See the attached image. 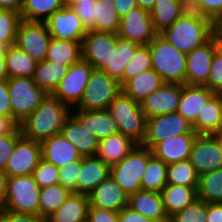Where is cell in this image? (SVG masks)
I'll list each match as a JSON object with an SVG mask.
<instances>
[{"mask_svg":"<svg viewBox=\"0 0 222 222\" xmlns=\"http://www.w3.org/2000/svg\"><path fill=\"white\" fill-rule=\"evenodd\" d=\"M71 112L72 109L69 106L49 94L20 124L22 135L27 139L42 142L61 133L65 120Z\"/></svg>","mask_w":222,"mask_h":222,"instance_id":"cell-1","label":"cell"},{"mask_svg":"<svg viewBox=\"0 0 222 222\" xmlns=\"http://www.w3.org/2000/svg\"><path fill=\"white\" fill-rule=\"evenodd\" d=\"M214 32V22L211 19L188 10L160 35L187 54L207 43Z\"/></svg>","mask_w":222,"mask_h":222,"instance_id":"cell-2","label":"cell"},{"mask_svg":"<svg viewBox=\"0 0 222 222\" xmlns=\"http://www.w3.org/2000/svg\"><path fill=\"white\" fill-rule=\"evenodd\" d=\"M152 69L164 83L186 85V54L179 51L162 35L149 43Z\"/></svg>","mask_w":222,"mask_h":222,"instance_id":"cell-3","label":"cell"},{"mask_svg":"<svg viewBox=\"0 0 222 222\" xmlns=\"http://www.w3.org/2000/svg\"><path fill=\"white\" fill-rule=\"evenodd\" d=\"M108 110L118 123L120 133L142 145L146 136L147 118L141 104L121 92L110 103Z\"/></svg>","mask_w":222,"mask_h":222,"instance_id":"cell-4","label":"cell"},{"mask_svg":"<svg viewBox=\"0 0 222 222\" xmlns=\"http://www.w3.org/2000/svg\"><path fill=\"white\" fill-rule=\"evenodd\" d=\"M152 155L151 149L137 145L119 163L110 167V175L128 195L142 190L141 181Z\"/></svg>","mask_w":222,"mask_h":222,"instance_id":"cell-5","label":"cell"},{"mask_svg":"<svg viewBox=\"0 0 222 222\" xmlns=\"http://www.w3.org/2000/svg\"><path fill=\"white\" fill-rule=\"evenodd\" d=\"M40 187L33 175L8 177L6 199L1 209L38 215Z\"/></svg>","mask_w":222,"mask_h":222,"instance_id":"cell-6","label":"cell"},{"mask_svg":"<svg viewBox=\"0 0 222 222\" xmlns=\"http://www.w3.org/2000/svg\"><path fill=\"white\" fill-rule=\"evenodd\" d=\"M122 92L120 82L104 70H92L79 105L72 110L108 109L110 103Z\"/></svg>","mask_w":222,"mask_h":222,"instance_id":"cell-7","label":"cell"},{"mask_svg":"<svg viewBox=\"0 0 222 222\" xmlns=\"http://www.w3.org/2000/svg\"><path fill=\"white\" fill-rule=\"evenodd\" d=\"M7 81L12 117L20 125L39 107L47 94L36 85L33 78L10 77Z\"/></svg>","mask_w":222,"mask_h":222,"instance_id":"cell-8","label":"cell"},{"mask_svg":"<svg viewBox=\"0 0 222 222\" xmlns=\"http://www.w3.org/2000/svg\"><path fill=\"white\" fill-rule=\"evenodd\" d=\"M92 70L93 67L83 59L71 65L52 95L71 109L76 108L82 99Z\"/></svg>","mask_w":222,"mask_h":222,"instance_id":"cell-9","label":"cell"},{"mask_svg":"<svg viewBox=\"0 0 222 222\" xmlns=\"http://www.w3.org/2000/svg\"><path fill=\"white\" fill-rule=\"evenodd\" d=\"M51 38L45 22L21 20L15 45L36 62H41L46 58Z\"/></svg>","mask_w":222,"mask_h":222,"instance_id":"cell-10","label":"cell"},{"mask_svg":"<svg viewBox=\"0 0 222 222\" xmlns=\"http://www.w3.org/2000/svg\"><path fill=\"white\" fill-rule=\"evenodd\" d=\"M181 134H196L192 124L178 112L159 115L147 119L146 136L142 146L151 149L169 137Z\"/></svg>","mask_w":222,"mask_h":222,"instance_id":"cell-11","label":"cell"},{"mask_svg":"<svg viewBox=\"0 0 222 222\" xmlns=\"http://www.w3.org/2000/svg\"><path fill=\"white\" fill-rule=\"evenodd\" d=\"M118 37L117 33L88 30L82 40V59L94 69L103 70L111 64Z\"/></svg>","mask_w":222,"mask_h":222,"instance_id":"cell-12","label":"cell"},{"mask_svg":"<svg viewBox=\"0 0 222 222\" xmlns=\"http://www.w3.org/2000/svg\"><path fill=\"white\" fill-rule=\"evenodd\" d=\"M117 34L120 38L148 45L158 33L153 27L150 11L136 7L120 19Z\"/></svg>","mask_w":222,"mask_h":222,"instance_id":"cell-13","label":"cell"},{"mask_svg":"<svg viewBox=\"0 0 222 222\" xmlns=\"http://www.w3.org/2000/svg\"><path fill=\"white\" fill-rule=\"evenodd\" d=\"M41 159V142L27 139L22 135L17 140L4 171L8 177L32 175Z\"/></svg>","mask_w":222,"mask_h":222,"instance_id":"cell-14","label":"cell"},{"mask_svg":"<svg viewBox=\"0 0 222 222\" xmlns=\"http://www.w3.org/2000/svg\"><path fill=\"white\" fill-rule=\"evenodd\" d=\"M217 49V40L213 36L207 43L186 54V85L208 87L211 63Z\"/></svg>","mask_w":222,"mask_h":222,"instance_id":"cell-15","label":"cell"},{"mask_svg":"<svg viewBox=\"0 0 222 222\" xmlns=\"http://www.w3.org/2000/svg\"><path fill=\"white\" fill-rule=\"evenodd\" d=\"M189 161L199 176L222 168V151L214 135H197Z\"/></svg>","mask_w":222,"mask_h":222,"instance_id":"cell-16","label":"cell"},{"mask_svg":"<svg viewBox=\"0 0 222 222\" xmlns=\"http://www.w3.org/2000/svg\"><path fill=\"white\" fill-rule=\"evenodd\" d=\"M45 24L51 37L58 40L82 41L87 34L86 28L72 7L64 6L61 10L55 11Z\"/></svg>","mask_w":222,"mask_h":222,"instance_id":"cell-17","label":"cell"},{"mask_svg":"<svg viewBox=\"0 0 222 222\" xmlns=\"http://www.w3.org/2000/svg\"><path fill=\"white\" fill-rule=\"evenodd\" d=\"M182 91L180 84L165 83L141 102V108L147 119L177 112Z\"/></svg>","mask_w":222,"mask_h":222,"instance_id":"cell-18","label":"cell"},{"mask_svg":"<svg viewBox=\"0 0 222 222\" xmlns=\"http://www.w3.org/2000/svg\"><path fill=\"white\" fill-rule=\"evenodd\" d=\"M89 207L119 212L128 207L129 195L109 175L89 195Z\"/></svg>","mask_w":222,"mask_h":222,"instance_id":"cell-19","label":"cell"},{"mask_svg":"<svg viewBox=\"0 0 222 222\" xmlns=\"http://www.w3.org/2000/svg\"><path fill=\"white\" fill-rule=\"evenodd\" d=\"M72 113L88 129V132L94 135L98 142L111 135L120 133L118 123L108 109L73 110Z\"/></svg>","mask_w":222,"mask_h":222,"instance_id":"cell-20","label":"cell"},{"mask_svg":"<svg viewBox=\"0 0 222 222\" xmlns=\"http://www.w3.org/2000/svg\"><path fill=\"white\" fill-rule=\"evenodd\" d=\"M197 134H181L169 137L152 148V154L165 164L180 162L189 159L193 142Z\"/></svg>","mask_w":222,"mask_h":222,"instance_id":"cell-21","label":"cell"},{"mask_svg":"<svg viewBox=\"0 0 222 222\" xmlns=\"http://www.w3.org/2000/svg\"><path fill=\"white\" fill-rule=\"evenodd\" d=\"M110 175V166L97 156L81 158V169L76 182V193L88 196Z\"/></svg>","mask_w":222,"mask_h":222,"instance_id":"cell-22","label":"cell"},{"mask_svg":"<svg viewBox=\"0 0 222 222\" xmlns=\"http://www.w3.org/2000/svg\"><path fill=\"white\" fill-rule=\"evenodd\" d=\"M61 134L75 146L82 157L96 156L99 142L72 112L66 118Z\"/></svg>","mask_w":222,"mask_h":222,"instance_id":"cell-23","label":"cell"},{"mask_svg":"<svg viewBox=\"0 0 222 222\" xmlns=\"http://www.w3.org/2000/svg\"><path fill=\"white\" fill-rule=\"evenodd\" d=\"M128 207L156 222H169L161 192L139 190L129 195Z\"/></svg>","mask_w":222,"mask_h":222,"instance_id":"cell-24","label":"cell"},{"mask_svg":"<svg viewBox=\"0 0 222 222\" xmlns=\"http://www.w3.org/2000/svg\"><path fill=\"white\" fill-rule=\"evenodd\" d=\"M42 159L56 167L80 160L82 156L64 136L59 133L41 142Z\"/></svg>","mask_w":222,"mask_h":222,"instance_id":"cell-25","label":"cell"},{"mask_svg":"<svg viewBox=\"0 0 222 222\" xmlns=\"http://www.w3.org/2000/svg\"><path fill=\"white\" fill-rule=\"evenodd\" d=\"M214 93L207 86L182 85L177 112L193 124L204 104Z\"/></svg>","mask_w":222,"mask_h":222,"instance_id":"cell-26","label":"cell"},{"mask_svg":"<svg viewBox=\"0 0 222 222\" xmlns=\"http://www.w3.org/2000/svg\"><path fill=\"white\" fill-rule=\"evenodd\" d=\"M137 145L131 138L118 133L99 141L96 156L111 167L125 158Z\"/></svg>","mask_w":222,"mask_h":222,"instance_id":"cell-27","label":"cell"},{"mask_svg":"<svg viewBox=\"0 0 222 222\" xmlns=\"http://www.w3.org/2000/svg\"><path fill=\"white\" fill-rule=\"evenodd\" d=\"M89 206L88 196L72 192L46 222H87Z\"/></svg>","mask_w":222,"mask_h":222,"instance_id":"cell-28","label":"cell"},{"mask_svg":"<svg viewBox=\"0 0 222 222\" xmlns=\"http://www.w3.org/2000/svg\"><path fill=\"white\" fill-rule=\"evenodd\" d=\"M164 84L161 77L153 69H149L126 81L122 85V92L141 103Z\"/></svg>","mask_w":222,"mask_h":222,"instance_id":"cell-29","label":"cell"},{"mask_svg":"<svg viewBox=\"0 0 222 222\" xmlns=\"http://www.w3.org/2000/svg\"><path fill=\"white\" fill-rule=\"evenodd\" d=\"M186 11H188V7L183 0H155L150 11L155 31L160 34Z\"/></svg>","mask_w":222,"mask_h":222,"instance_id":"cell-30","label":"cell"},{"mask_svg":"<svg viewBox=\"0 0 222 222\" xmlns=\"http://www.w3.org/2000/svg\"><path fill=\"white\" fill-rule=\"evenodd\" d=\"M222 113V93H214L192 124L197 135H214L218 130Z\"/></svg>","mask_w":222,"mask_h":222,"instance_id":"cell-31","label":"cell"},{"mask_svg":"<svg viewBox=\"0 0 222 222\" xmlns=\"http://www.w3.org/2000/svg\"><path fill=\"white\" fill-rule=\"evenodd\" d=\"M161 196L168 217L181 211L197 198V187L166 184Z\"/></svg>","mask_w":222,"mask_h":222,"instance_id":"cell-32","label":"cell"},{"mask_svg":"<svg viewBox=\"0 0 222 222\" xmlns=\"http://www.w3.org/2000/svg\"><path fill=\"white\" fill-rule=\"evenodd\" d=\"M68 68L69 67L64 64H58L44 59L41 62H37L32 78L36 85L47 95L53 94L60 81L67 74Z\"/></svg>","mask_w":222,"mask_h":222,"instance_id":"cell-33","label":"cell"},{"mask_svg":"<svg viewBox=\"0 0 222 222\" xmlns=\"http://www.w3.org/2000/svg\"><path fill=\"white\" fill-rule=\"evenodd\" d=\"M45 59L70 67L82 59V41L58 40L52 37Z\"/></svg>","mask_w":222,"mask_h":222,"instance_id":"cell-34","label":"cell"},{"mask_svg":"<svg viewBox=\"0 0 222 222\" xmlns=\"http://www.w3.org/2000/svg\"><path fill=\"white\" fill-rule=\"evenodd\" d=\"M5 62L8 77L32 78L37 62L16 45L5 49Z\"/></svg>","mask_w":222,"mask_h":222,"instance_id":"cell-35","label":"cell"},{"mask_svg":"<svg viewBox=\"0 0 222 222\" xmlns=\"http://www.w3.org/2000/svg\"><path fill=\"white\" fill-rule=\"evenodd\" d=\"M139 44L117 38L116 49H113V57L111 58V64L106 66L103 70L112 78L120 82L123 85V73L125 67L131 61V58Z\"/></svg>","mask_w":222,"mask_h":222,"instance_id":"cell-36","label":"cell"},{"mask_svg":"<svg viewBox=\"0 0 222 222\" xmlns=\"http://www.w3.org/2000/svg\"><path fill=\"white\" fill-rule=\"evenodd\" d=\"M71 193L69 189L59 183L40 188L38 216L47 220Z\"/></svg>","mask_w":222,"mask_h":222,"instance_id":"cell-37","label":"cell"},{"mask_svg":"<svg viewBox=\"0 0 222 222\" xmlns=\"http://www.w3.org/2000/svg\"><path fill=\"white\" fill-rule=\"evenodd\" d=\"M64 6L63 0H23L20 16L25 21L45 22Z\"/></svg>","mask_w":222,"mask_h":222,"instance_id":"cell-38","label":"cell"},{"mask_svg":"<svg viewBox=\"0 0 222 222\" xmlns=\"http://www.w3.org/2000/svg\"><path fill=\"white\" fill-rule=\"evenodd\" d=\"M120 17L114 0H96L94 6V31L117 33Z\"/></svg>","mask_w":222,"mask_h":222,"instance_id":"cell-39","label":"cell"},{"mask_svg":"<svg viewBox=\"0 0 222 222\" xmlns=\"http://www.w3.org/2000/svg\"><path fill=\"white\" fill-rule=\"evenodd\" d=\"M167 170L168 165L152 155L148 159V164L141 181L142 190L161 192L167 184Z\"/></svg>","mask_w":222,"mask_h":222,"instance_id":"cell-40","label":"cell"},{"mask_svg":"<svg viewBox=\"0 0 222 222\" xmlns=\"http://www.w3.org/2000/svg\"><path fill=\"white\" fill-rule=\"evenodd\" d=\"M197 198L207 203H222V168L199 176Z\"/></svg>","mask_w":222,"mask_h":222,"instance_id":"cell-41","label":"cell"},{"mask_svg":"<svg viewBox=\"0 0 222 222\" xmlns=\"http://www.w3.org/2000/svg\"><path fill=\"white\" fill-rule=\"evenodd\" d=\"M199 175L189 159L168 165L167 184L198 187Z\"/></svg>","mask_w":222,"mask_h":222,"instance_id":"cell-42","label":"cell"},{"mask_svg":"<svg viewBox=\"0 0 222 222\" xmlns=\"http://www.w3.org/2000/svg\"><path fill=\"white\" fill-rule=\"evenodd\" d=\"M19 13L0 9V48L15 45L17 28L21 21Z\"/></svg>","mask_w":222,"mask_h":222,"instance_id":"cell-43","label":"cell"},{"mask_svg":"<svg viewBox=\"0 0 222 222\" xmlns=\"http://www.w3.org/2000/svg\"><path fill=\"white\" fill-rule=\"evenodd\" d=\"M152 69V59L149 44L139 45L123 73V84L139 73Z\"/></svg>","mask_w":222,"mask_h":222,"instance_id":"cell-44","label":"cell"},{"mask_svg":"<svg viewBox=\"0 0 222 222\" xmlns=\"http://www.w3.org/2000/svg\"><path fill=\"white\" fill-rule=\"evenodd\" d=\"M207 202L196 198L190 205L169 217V222H206Z\"/></svg>","mask_w":222,"mask_h":222,"instance_id":"cell-45","label":"cell"},{"mask_svg":"<svg viewBox=\"0 0 222 222\" xmlns=\"http://www.w3.org/2000/svg\"><path fill=\"white\" fill-rule=\"evenodd\" d=\"M188 10L215 22L222 15V0H183Z\"/></svg>","mask_w":222,"mask_h":222,"instance_id":"cell-46","label":"cell"},{"mask_svg":"<svg viewBox=\"0 0 222 222\" xmlns=\"http://www.w3.org/2000/svg\"><path fill=\"white\" fill-rule=\"evenodd\" d=\"M32 175L40 188L59 183V168L44 159L40 160Z\"/></svg>","mask_w":222,"mask_h":222,"instance_id":"cell-47","label":"cell"},{"mask_svg":"<svg viewBox=\"0 0 222 222\" xmlns=\"http://www.w3.org/2000/svg\"><path fill=\"white\" fill-rule=\"evenodd\" d=\"M81 169V159L59 167V184L76 193V182Z\"/></svg>","mask_w":222,"mask_h":222,"instance_id":"cell-48","label":"cell"},{"mask_svg":"<svg viewBox=\"0 0 222 222\" xmlns=\"http://www.w3.org/2000/svg\"><path fill=\"white\" fill-rule=\"evenodd\" d=\"M96 0H79L71 7L79 16L86 30H94V6Z\"/></svg>","mask_w":222,"mask_h":222,"instance_id":"cell-49","label":"cell"},{"mask_svg":"<svg viewBox=\"0 0 222 222\" xmlns=\"http://www.w3.org/2000/svg\"><path fill=\"white\" fill-rule=\"evenodd\" d=\"M208 88L215 93H222V51L219 48L212 59Z\"/></svg>","mask_w":222,"mask_h":222,"instance_id":"cell-50","label":"cell"},{"mask_svg":"<svg viewBox=\"0 0 222 222\" xmlns=\"http://www.w3.org/2000/svg\"><path fill=\"white\" fill-rule=\"evenodd\" d=\"M22 136L20 126L11 134L0 137V169L5 170L7 160L12 154L17 140Z\"/></svg>","mask_w":222,"mask_h":222,"instance_id":"cell-51","label":"cell"},{"mask_svg":"<svg viewBox=\"0 0 222 222\" xmlns=\"http://www.w3.org/2000/svg\"><path fill=\"white\" fill-rule=\"evenodd\" d=\"M87 222H118V212L89 207Z\"/></svg>","mask_w":222,"mask_h":222,"instance_id":"cell-52","label":"cell"},{"mask_svg":"<svg viewBox=\"0 0 222 222\" xmlns=\"http://www.w3.org/2000/svg\"><path fill=\"white\" fill-rule=\"evenodd\" d=\"M0 222H46L38 215L13 213L0 208Z\"/></svg>","mask_w":222,"mask_h":222,"instance_id":"cell-53","label":"cell"},{"mask_svg":"<svg viewBox=\"0 0 222 222\" xmlns=\"http://www.w3.org/2000/svg\"><path fill=\"white\" fill-rule=\"evenodd\" d=\"M0 115L12 117V108L7 80L0 81Z\"/></svg>","mask_w":222,"mask_h":222,"instance_id":"cell-54","label":"cell"},{"mask_svg":"<svg viewBox=\"0 0 222 222\" xmlns=\"http://www.w3.org/2000/svg\"><path fill=\"white\" fill-rule=\"evenodd\" d=\"M118 222H156L140 213L134 212L129 207L123 208L118 212Z\"/></svg>","mask_w":222,"mask_h":222,"instance_id":"cell-55","label":"cell"},{"mask_svg":"<svg viewBox=\"0 0 222 222\" xmlns=\"http://www.w3.org/2000/svg\"><path fill=\"white\" fill-rule=\"evenodd\" d=\"M19 126L13 117L0 115V137L13 133Z\"/></svg>","mask_w":222,"mask_h":222,"instance_id":"cell-56","label":"cell"},{"mask_svg":"<svg viewBox=\"0 0 222 222\" xmlns=\"http://www.w3.org/2000/svg\"><path fill=\"white\" fill-rule=\"evenodd\" d=\"M206 222H222V203H207Z\"/></svg>","mask_w":222,"mask_h":222,"instance_id":"cell-57","label":"cell"},{"mask_svg":"<svg viewBox=\"0 0 222 222\" xmlns=\"http://www.w3.org/2000/svg\"><path fill=\"white\" fill-rule=\"evenodd\" d=\"M114 2L120 18L124 17L130 10L138 7L137 0H114Z\"/></svg>","mask_w":222,"mask_h":222,"instance_id":"cell-58","label":"cell"},{"mask_svg":"<svg viewBox=\"0 0 222 222\" xmlns=\"http://www.w3.org/2000/svg\"><path fill=\"white\" fill-rule=\"evenodd\" d=\"M23 0H0V9L21 13Z\"/></svg>","mask_w":222,"mask_h":222,"instance_id":"cell-59","label":"cell"},{"mask_svg":"<svg viewBox=\"0 0 222 222\" xmlns=\"http://www.w3.org/2000/svg\"><path fill=\"white\" fill-rule=\"evenodd\" d=\"M8 175L4 170L0 169V208L3 207L6 199Z\"/></svg>","mask_w":222,"mask_h":222,"instance_id":"cell-60","label":"cell"},{"mask_svg":"<svg viewBox=\"0 0 222 222\" xmlns=\"http://www.w3.org/2000/svg\"><path fill=\"white\" fill-rule=\"evenodd\" d=\"M6 62H5V49L0 48V81L8 80Z\"/></svg>","mask_w":222,"mask_h":222,"instance_id":"cell-61","label":"cell"},{"mask_svg":"<svg viewBox=\"0 0 222 222\" xmlns=\"http://www.w3.org/2000/svg\"><path fill=\"white\" fill-rule=\"evenodd\" d=\"M138 7L151 11L155 0H137Z\"/></svg>","mask_w":222,"mask_h":222,"instance_id":"cell-62","label":"cell"},{"mask_svg":"<svg viewBox=\"0 0 222 222\" xmlns=\"http://www.w3.org/2000/svg\"><path fill=\"white\" fill-rule=\"evenodd\" d=\"M214 36H222V15L214 22Z\"/></svg>","mask_w":222,"mask_h":222,"instance_id":"cell-63","label":"cell"},{"mask_svg":"<svg viewBox=\"0 0 222 222\" xmlns=\"http://www.w3.org/2000/svg\"><path fill=\"white\" fill-rule=\"evenodd\" d=\"M79 0H63V3L66 7H71L73 4L78 2Z\"/></svg>","mask_w":222,"mask_h":222,"instance_id":"cell-64","label":"cell"},{"mask_svg":"<svg viewBox=\"0 0 222 222\" xmlns=\"http://www.w3.org/2000/svg\"><path fill=\"white\" fill-rule=\"evenodd\" d=\"M222 151V134H214Z\"/></svg>","mask_w":222,"mask_h":222,"instance_id":"cell-65","label":"cell"},{"mask_svg":"<svg viewBox=\"0 0 222 222\" xmlns=\"http://www.w3.org/2000/svg\"><path fill=\"white\" fill-rule=\"evenodd\" d=\"M218 44V48L222 51V36H215Z\"/></svg>","mask_w":222,"mask_h":222,"instance_id":"cell-66","label":"cell"},{"mask_svg":"<svg viewBox=\"0 0 222 222\" xmlns=\"http://www.w3.org/2000/svg\"><path fill=\"white\" fill-rule=\"evenodd\" d=\"M215 134H222V113H221V118H220V122L218 125V130Z\"/></svg>","mask_w":222,"mask_h":222,"instance_id":"cell-67","label":"cell"}]
</instances>
